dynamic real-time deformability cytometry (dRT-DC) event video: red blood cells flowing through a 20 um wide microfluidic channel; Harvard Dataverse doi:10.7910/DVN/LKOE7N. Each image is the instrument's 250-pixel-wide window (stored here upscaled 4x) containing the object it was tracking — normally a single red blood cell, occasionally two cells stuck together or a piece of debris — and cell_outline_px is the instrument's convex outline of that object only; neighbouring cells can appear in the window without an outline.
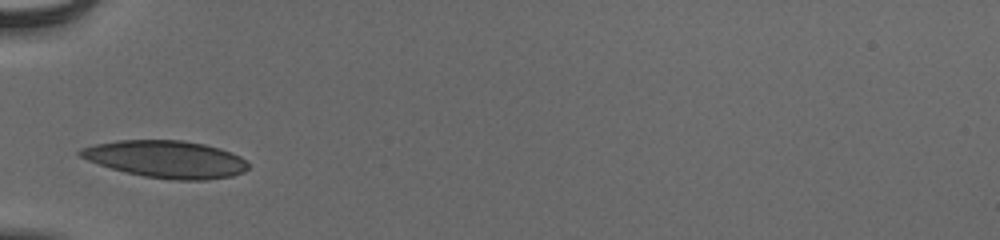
{"species": "human", "species_latin": "Homo sapiens", "temperature_condition": "cold", "stored_images_in_passage": 29, "camera_frame_rate_fps": 3000, "um_per_image_px": 0.085, "donor": {"sex": "male"}, "frame": {"image": 1, "passage_image": 1, "time_ms": 0.0, "image_size_px": [1000, 240], "cell_outline_px": [[248, 168], [244, 172], [232, 176], [204, 180], [172, 180], [144, 176], [112, 168], [88, 160], [80, 156], [76, 152], [80, 148], [96, 144], [116, 140], [184, 140], [204, 144], [220, 148], [232, 152], [240, 156], [248, 164]], "centroid_in_image_um": [14.14, 13.52], "position_along_channel_um": 70.9, "area_um2": 36.36}}
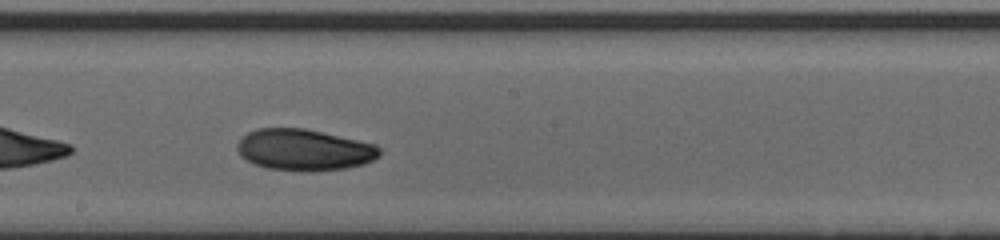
{"frame": {"image": 2, "passage_image": 13, "time_ms": 4.0, "image_size_px": [1000, 240], "cell_outline_px": [[380, 156], [364, 164], [348, 168], [268, 168], [256, 164], [240, 156], [236, 148], [236, 144], [248, 132], [256, 128], [304, 128], [376, 144], [380, 148]], "centroid_in_image_um": [25.85, 12.68], "position_along_channel_um": 222.4, "area_um2": 33.23}}
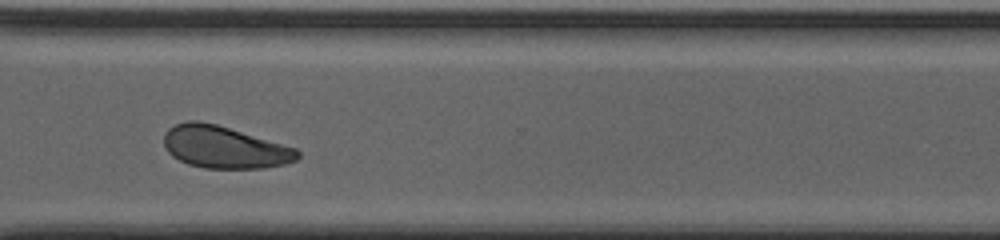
{"frame": {"image": 3, "passage_image": 23, "time_ms": 7.333, "image_size_px": [1000, 240], "cell_outline_px": [[300, 156], [296, 160], [284, 164], [264, 168], [204, 168], [188, 164], [172, 156], [168, 152], [164, 144], [164, 136], [168, 128], [176, 124], [188, 120], [196, 120], [216, 124], [296, 148], [300, 152]], "centroid_in_image_um": [19.06, 12.51], "position_along_channel_um": 351.5, "area_um2": 32.66}, "authors_computed_cell_mechanics": {"area_um2": 33.524, "velocity_mm_per_s": 3.8529, "shape_relaxation_time_tau1_ms": 4.4967, "shape_relaxation_time_tau2_ms": null, "deformation_change_tau1": 0.1147, "deformation_change_tau2": null}}